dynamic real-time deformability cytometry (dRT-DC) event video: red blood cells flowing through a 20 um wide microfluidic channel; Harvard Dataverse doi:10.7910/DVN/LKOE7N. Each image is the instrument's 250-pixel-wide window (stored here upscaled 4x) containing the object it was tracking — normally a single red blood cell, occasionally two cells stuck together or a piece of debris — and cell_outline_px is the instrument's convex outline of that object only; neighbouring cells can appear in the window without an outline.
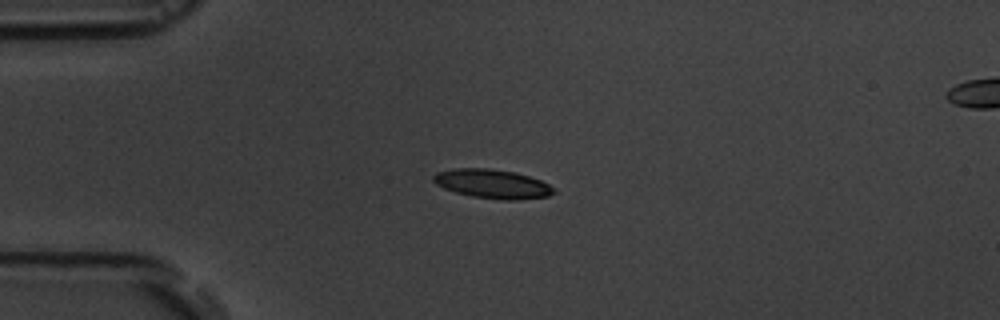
{"species": "common noctule bat (a hibernating species)", "species_latin": "Nyctalus noctula", "temperature_condition": "room temperature", "stored_images_in_passage": 7, "camera_frame_rate_fps": 3000, "um_per_image_px": 0.085, "animal": {"sex": "male", "body_mass_g": 19.5, "forearm_length_mm": 54.6}, "frame": {"image": 1, "passage_image": 4, "time_ms": 3.333, "image_size_px": [1000, 320], "cell_outline_px": [[556, 192], [548, 196], [516, 200], [504, 200], [472, 196], [456, 192], [444, 188], [436, 184], [432, 180], [432, 176], [436, 172], [456, 168], [488, 168], [516, 172], [540, 180], [548, 184]], "centroid_in_image_um": [41.83, 15.62], "position_along_channel_um": 43.2, "area_um2": 20.29}}
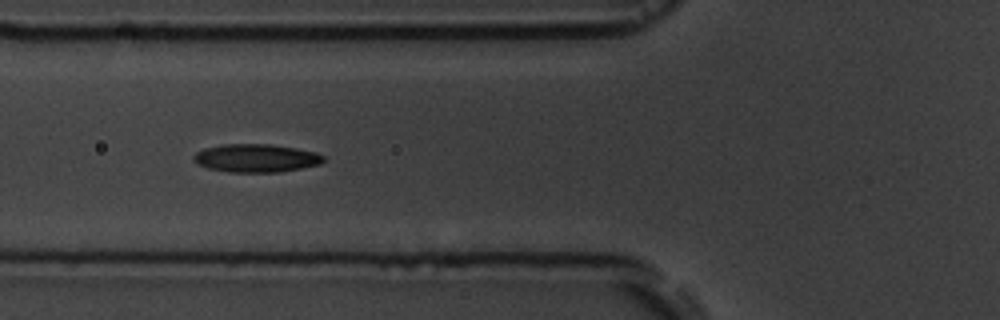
{"frame": {"image": 2, "passage_image": 6, "time_ms": 5.667, "image_size_px": [1000, 320], "cell_outline_px": [[324, 160], [320, 164], [280, 172], [228, 172], [208, 168], [196, 164], [192, 160], [192, 156], [196, 152], [204, 148], [224, 144], [272, 144], [296, 148], [316, 152], [324, 156]], "centroid_in_image_um": [21.73, 13.44], "position_along_channel_um": 104.1, "area_um2": 21.44}}
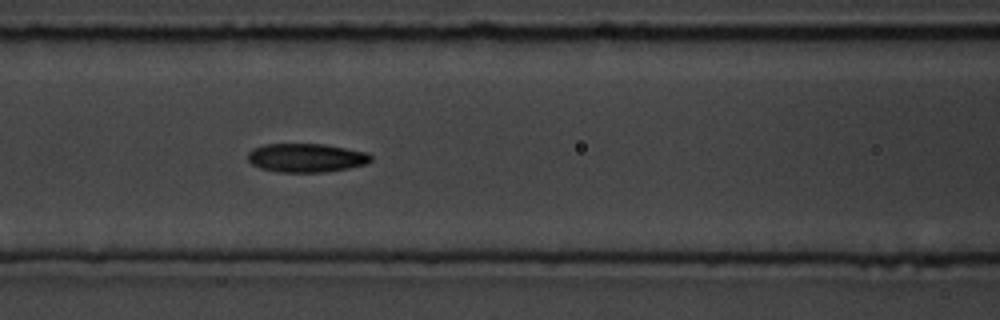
{"frame": {"image": 3, "passage_image": 7, "time_ms": 6.667, "image_size_px": [1000, 320], "cell_outline_px": [[372, 160], [368, 164], [348, 168], [320, 172], [276, 172], [260, 168], [252, 164], [248, 160], [248, 152], [252, 148], [264, 144], [324, 144], [368, 152], [372, 156]], "centroid_in_image_um": [26.03, 13.41], "position_along_channel_um": 140.6, "area_um2": 20.75}}